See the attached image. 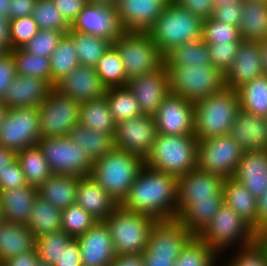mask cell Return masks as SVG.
<instances>
[{
    "label": "cell",
    "mask_w": 267,
    "mask_h": 266,
    "mask_svg": "<svg viewBox=\"0 0 267 266\" xmlns=\"http://www.w3.org/2000/svg\"><path fill=\"white\" fill-rule=\"evenodd\" d=\"M177 188V176L144 165L120 206L157 221L176 219Z\"/></svg>",
    "instance_id": "obj_1"
},
{
    "label": "cell",
    "mask_w": 267,
    "mask_h": 266,
    "mask_svg": "<svg viewBox=\"0 0 267 266\" xmlns=\"http://www.w3.org/2000/svg\"><path fill=\"white\" fill-rule=\"evenodd\" d=\"M239 110V94L228 87L194 102V136L201 141L228 135Z\"/></svg>",
    "instance_id": "obj_2"
},
{
    "label": "cell",
    "mask_w": 267,
    "mask_h": 266,
    "mask_svg": "<svg viewBox=\"0 0 267 266\" xmlns=\"http://www.w3.org/2000/svg\"><path fill=\"white\" fill-rule=\"evenodd\" d=\"M144 165L142 157L115 147L93 162L90 177L120 205Z\"/></svg>",
    "instance_id": "obj_3"
},
{
    "label": "cell",
    "mask_w": 267,
    "mask_h": 266,
    "mask_svg": "<svg viewBox=\"0 0 267 266\" xmlns=\"http://www.w3.org/2000/svg\"><path fill=\"white\" fill-rule=\"evenodd\" d=\"M198 142L194 135L158 134L144 164L177 177L186 175L197 168Z\"/></svg>",
    "instance_id": "obj_4"
},
{
    "label": "cell",
    "mask_w": 267,
    "mask_h": 266,
    "mask_svg": "<svg viewBox=\"0 0 267 266\" xmlns=\"http://www.w3.org/2000/svg\"><path fill=\"white\" fill-rule=\"evenodd\" d=\"M203 20L171 1L148 31L160 53L201 39Z\"/></svg>",
    "instance_id": "obj_5"
},
{
    "label": "cell",
    "mask_w": 267,
    "mask_h": 266,
    "mask_svg": "<svg viewBox=\"0 0 267 266\" xmlns=\"http://www.w3.org/2000/svg\"><path fill=\"white\" fill-rule=\"evenodd\" d=\"M156 219L141 213L129 211L120 205L104 221L117 255L141 254L148 245L150 231Z\"/></svg>",
    "instance_id": "obj_6"
},
{
    "label": "cell",
    "mask_w": 267,
    "mask_h": 266,
    "mask_svg": "<svg viewBox=\"0 0 267 266\" xmlns=\"http://www.w3.org/2000/svg\"><path fill=\"white\" fill-rule=\"evenodd\" d=\"M198 237L221 255L220 253L223 254L224 250L235 243L239 248L251 245L259 238V234L231 207L223 203Z\"/></svg>",
    "instance_id": "obj_7"
},
{
    "label": "cell",
    "mask_w": 267,
    "mask_h": 266,
    "mask_svg": "<svg viewBox=\"0 0 267 266\" xmlns=\"http://www.w3.org/2000/svg\"><path fill=\"white\" fill-rule=\"evenodd\" d=\"M171 93L196 102L225 87L224 75L212 64L165 66Z\"/></svg>",
    "instance_id": "obj_8"
},
{
    "label": "cell",
    "mask_w": 267,
    "mask_h": 266,
    "mask_svg": "<svg viewBox=\"0 0 267 266\" xmlns=\"http://www.w3.org/2000/svg\"><path fill=\"white\" fill-rule=\"evenodd\" d=\"M113 46L123 61L127 79L152 72L163 63V55L148 32L124 31Z\"/></svg>",
    "instance_id": "obj_9"
},
{
    "label": "cell",
    "mask_w": 267,
    "mask_h": 266,
    "mask_svg": "<svg viewBox=\"0 0 267 266\" xmlns=\"http://www.w3.org/2000/svg\"><path fill=\"white\" fill-rule=\"evenodd\" d=\"M37 145L42 150L52 174L77 177L89 176L93 162L79 142L69 137L40 138Z\"/></svg>",
    "instance_id": "obj_10"
},
{
    "label": "cell",
    "mask_w": 267,
    "mask_h": 266,
    "mask_svg": "<svg viewBox=\"0 0 267 266\" xmlns=\"http://www.w3.org/2000/svg\"><path fill=\"white\" fill-rule=\"evenodd\" d=\"M41 138L68 137L79 124L80 103L53 88L38 106Z\"/></svg>",
    "instance_id": "obj_11"
},
{
    "label": "cell",
    "mask_w": 267,
    "mask_h": 266,
    "mask_svg": "<svg viewBox=\"0 0 267 266\" xmlns=\"http://www.w3.org/2000/svg\"><path fill=\"white\" fill-rule=\"evenodd\" d=\"M41 138L38 107L8 109L0 127V145L15 153L37 145Z\"/></svg>",
    "instance_id": "obj_12"
},
{
    "label": "cell",
    "mask_w": 267,
    "mask_h": 266,
    "mask_svg": "<svg viewBox=\"0 0 267 266\" xmlns=\"http://www.w3.org/2000/svg\"><path fill=\"white\" fill-rule=\"evenodd\" d=\"M243 150L229 135L198 142L197 167L224 179L232 178Z\"/></svg>",
    "instance_id": "obj_13"
},
{
    "label": "cell",
    "mask_w": 267,
    "mask_h": 266,
    "mask_svg": "<svg viewBox=\"0 0 267 266\" xmlns=\"http://www.w3.org/2000/svg\"><path fill=\"white\" fill-rule=\"evenodd\" d=\"M157 135L154 116L142 114L116 124L115 147L145 159Z\"/></svg>",
    "instance_id": "obj_14"
},
{
    "label": "cell",
    "mask_w": 267,
    "mask_h": 266,
    "mask_svg": "<svg viewBox=\"0 0 267 266\" xmlns=\"http://www.w3.org/2000/svg\"><path fill=\"white\" fill-rule=\"evenodd\" d=\"M224 178L200 170L198 167L178 177L177 215L191 202L224 200Z\"/></svg>",
    "instance_id": "obj_15"
},
{
    "label": "cell",
    "mask_w": 267,
    "mask_h": 266,
    "mask_svg": "<svg viewBox=\"0 0 267 266\" xmlns=\"http://www.w3.org/2000/svg\"><path fill=\"white\" fill-rule=\"evenodd\" d=\"M135 96L141 114L154 116L170 95L168 71L164 63L156 70L133 77L126 85Z\"/></svg>",
    "instance_id": "obj_16"
},
{
    "label": "cell",
    "mask_w": 267,
    "mask_h": 266,
    "mask_svg": "<svg viewBox=\"0 0 267 266\" xmlns=\"http://www.w3.org/2000/svg\"><path fill=\"white\" fill-rule=\"evenodd\" d=\"M158 134L194 135V102L170 93L154 115Z\"/></svg>",
    "instance_id": "obj_17"
},
{
    "label": "cell",
    "mask_w": 267,
    "mask_h": 266,
    "mask_svg": "<svg viewBox=\"0 0 267 266\" xmlns=\"http://www.w3.org/2000/svg\"><path fill=\"white\" fill-rule=\"evenodd\" d=\"M193 237L179 220H159L150 231L146 250L153 256L176 260Z\"/></svg>",
    "instance_id": "obj_18"
},
{
    "label": "cell",
    "mask_w": 267,
    "mask_h": 266,
    "mask_svg": "<svg viewBox=\"0 0 267 266\" xmlns=\"http://www.w3.org/2000/svg\"><path fill=\"white\" fill-rule=\"evenodd\" d=\"M71 30L104 37L114 42L124 32L117 9L88 3L71 25Z\"/></svg>",
    "instance_id": "obj_19"
},
{
    "label": "cell",
    "mask_w": 267,
    "mask_h": 266,
    "mask_svg": "<svg viewBox=\"0 0 267 266\" xmlns=\"http://www.w3.org/2000/svg\"><path fill=\"white\" fill-rule=\"evenodd\" d=\"M76 239L80 246L82 266H108L117 256L104 221H98Z\"/></svg>",
    "instance_id": "obj_20"
},
{
    "label": "cell",
    "mask_w": 267,
    "mask_h": 266,
    "mask_svg": "<svg viewBox=\"0 0 267 266\" xmlns=\"http://www.w3.org/2000/svg\"><path fill=\"white\" fill-rule=\"evenodd\" d=\"M172 0H120L118 18L124 31L148 32Z\"/></svg>",
    "instance_id": "obj_21"
},
{
    "label": "cell",
    "mask_w": 267,
    "mask_h": 266,
    "mask_svg": "<svg viewBox=\"0 0 267 266\" xmlns=\"http://www.w3.org/2000/svg\"><path fill=\"white\" fill-rule=\"evenodd\" d=\"M54 88L79 103L102 97L106 92L95 68L82 65L59 80Z\"/></svg>",
    "instance_id": "obj_22"
},
{
    "label": "cell",
    "mask_w": 267,
    "mask_h": 266,
    "mask_svg": "<svg viewBox=\"0 0 267 266\" xmlns=\"http://www.w3.org/2000/svg\"><path fill=\"white\" fill-rule=\"evenodd\" d=\"M261 75H263V64L259 42L242 41L231 68L224 75L225 87L237 91Z\"/></svg>",
    "instance_id": "obj_23"
},
{
    "label": "cell",
    "mask_w": 267,
    "mask_h": 266,
    "mask_svg": "<svg viewBox=\"0 0 267 266\" xmlns=\"http://www.w3.org/2000/svg\"><path fill=\"white\" fill-rule=\"evenodd\" d=\"M54 86L47 80L27 75H17L6 89L2 102L8 109L38 107Z\"/></svg>",
    "instance_id": "obj_24"
},
{
    "label": "cell",
    "mask_w": 267,
    "mask_h": 266,
    "mask_svg": "<svg viewBox=\"0 0 267 266\" xmlns=\"http://www.w3.org/2000/svg\"><path fill=\"white\" fill-rule=\"evenodd\" d=\"M232 178L259 199L267 191V150L243 152Z\"/></svg>",
    "instance_id": "obj_25"
},
{
    "label": "cell",
    "mask_w": 267,
    "mask_h": 266,
    "mask_svg": "<svg viewBox=\"0 0 267 266\" xmlns=\"http://www.w3.org/2000/svg\"><path fill=\"white\" fill-rule=\"evenodd\" d=\"M228 135L244 152L267 150V118L240 109Z\"/></svg>",
    "instance_id": "obj_26"
},
{
    "label": "cell",
    "mask_w": 267,
    "mask_h": 266,
    "mask_svg": "<svg viewBox=\"0 0 267 266\" xmlns=\"http://www.w3.org/2000/svg\"><path fill=\"white\" fill-rule=\"evenodd\" d=\"M75 203L97 221H105L119 206L90 175L79 177Z\"/></svg>",
    "instance_id": "obj_27"
},
{
    "label": "cell",
    "mask_w": 267,
    "mask_h": 266,
    "mask_svg": "<svg viewBox=\"0 0 267 266\" xmlns=\"http://www.w3.org/2000/svg\"><path fill=\"white\" fill-rule=\"evenodd\" d=\"M224 203L258 233V199L233 178L224 180Z\"/></svg>",
    "instance_id": "obj_28"
},
{
    "label": "cell",
    "mask_w": 267,
    "mask_h": 266,
    "mask_svg": "<svg viewBox=\"0 0 267 266\" xmlns=\"http://www.w3.org/2000/svg\"><path fill=\"white\" fill-rule=\"evenodd\" d=\"M37 188L26 185L20 188L1 190L0 202L6 221L27 225Z\"/></svg>",
    "instance_id": "obj_29"
},
{
    "label": "cell",
    "mask_w": 267,
    "mask_h": 266,
    "mask_svg": "<svg viewBox=\"0 0 267 266\" xmlns=\"http://www.w3.org/2000/svg\"><path fill=\"white\" fill-rule=\"evenodd\" d=\"M36 250V236L27 225L4 221L0 224V264L21 253Z\"/></svg>",
    "instance_id": "obj_30"
},
{
    "label": "cell",
    "mask_w": 267,
    "mask_h": 266,
    "mask_svg": "<svg viewBox=\"0 0 267 266\" xmlns=\"http://www.w3.org/2000/svg\"><path fill=\"white\" fill-rule=\"evenodd\" d=\"M79 177L52 174V176L38 188V196L61 210L76 202V191Z\"/></svg>",
    "instance_id": "obj_31"
},
{
    "label": "cell",
    "mask_w": 267,
    "mask_h": 266,
    "mask_svg": "<svg viewBox=\"0 0 267 266\" xmlns=\"http://www.w3.org/2000/svg\"><path fill=\"white\" fill-rule=\"evenodd\" d=\"M243 41L267 39V2L242 0V17L238 26Z\"/></svg>",
    "instance_id": "obj_32"
},
{
    "label": "cell",
    "mask_w": 267,
    "mask_h": 266,
    "mask_svg": "<svg viewBox=\"0 0 267 266\" xmlns=\"http://www.w3.org/2000/svg\"><path fill=\"white\" fill-rule=\"evenodd\" d=\"M79 123L95 132L115 134L116 123L105 95L80 103Z\"/></svg>",
    "instance_id": "obj_33"
},
{
    "label": "cell",
    "mask_w": 267,
    "mask_h": 266,
    "mask_svg": "<svg viewBox=\"0 0 267 266\" xmlns=\"http://www.w3.org/2000/svg\"><path fill=\"white\" fill-rule=\"evenodd\" d=\"M27 226L36 238L62 230V210L37 195Z\"/></svg>",
    "instance_id": "obj_34"
},
{
    "label": "cell",
    "mask_w": 267,
    "mask_h": 266,
    "mask_svg": "<svg viewBox=\"0 0 267 266\" xmlns=\"http://www.w3.org/2000/svg\"><path fill=\"white\" fill-rule=\"evenodd\" d=\"M224 200H204L189 203L176 217L189 232L198 236L211 222Z\"/></svg>",
    "instance_id": "obj_35"
},
{
    "label": "cell",
    "mask_w": 267,
    "mask_h": 266,
    "mask_svg": "<svg viewBox=\"0 0 267 266\" xmlns=\"http://www.w3.org/2000/svg\"><path fill=\"white\" fill-rule=\"evenodd\" d=\"M68 137L72 141L79 142L92 162L102 158L115 148L114 135L95 132L80 123L70 131Z\"/></svg>",
    "instance_id": "obj_36"
},
{
    "label": "cell",
    "mask_w": 267,
    "mask_h": 266,
    "mask_svg": "<svg viewBox=\"0 0 267 266\" xmlns=\"http://www.w3.org/2000/svg\"><path fill=\"white\" fill-rule=\"evenodd\" d=\"M16 159L30 186L38 188L52 176L48 162L38 145L18 151Z\"/></svg>",
    "instance_id": "obj_37"
},
{
    "label": "cell",
    "mask_w": 267,
    "mask_h": 266,
    "mask_svg": "<svg viewBox=\"0 0 267 266\" xmlns=\"http://www.w3.org/2000/svg\"><path fill=\"white\" fill-rule=\"evenodd\" d=\"M67 34L74 42L82 66L95 67L103 54L113 45L112 41L104 37L84 34L71 29Z\"/></svg>",
    "instance_id": "obj_38"
},
{
    "label": "cell",
    "mask_w": 267,
    "mask_h": 266,
    "mask_svg": "<svg viewBox=\"0 0 267 266\" xmlns=\"http://www.w3.org/2000/svg\"><path fill=\"white\" fill-rule=\"evenodd\" d=\"M240 109L267 118V75L256 77L237 90Z\"/></svg>",
    "instance_id": "obj_39"
},
{
    "label": "cell",
    "mask_w": 267,
    "mask_h": 266,
    "mask_svg": "<svg viewBox=\"0 0 267 266\" xmlns=\"http://www.w3.org/2000/svg\"><path fill=\"white\" fill-rule=\"evenodd\" d=\"M165 66H206L211 64L208 45L202 39L179 45L164 56Z\"/></svg>",
    "instance_id": "obj_40"
},
{
    "label": "cell",
    "mask_w": 267,
    "mask_h": 266,
    "mask_svg": "<svg viewBox=\"0 0 267 266\" xmlns=\"http://www.w3.org/2000/svg\"><path fill=\"white\" fill-rule=\"evenodd\" d=\"M51 84H55L68 75L77 66H80L77 51L72 38L64 34L59 40L56 49L50 56Z\"/></svg>",
    "instance_id": "obj_41"
},
{
    "label": "cell",
    "mask_w": 267,
    "mask_h": 266,
    "mask_svg": "<svg viewBox=\"0 0 267 266\" xmlns=\"http://www.w3.org/2000/svg\"><path fill=\"white\" fill-rule=\"evenodd\" d=\"M105 97L116 124L142 115L135 96L127 86L108 87Z\"/></svg>",
    "instance_id": "obj_42"
},
{
    "label": "cell",
    "mask_w": 267,
    "mask_h": 266,
    "mask_svg": "<svg viewBox=\"0 0 267 266\" xmlns=\"http://www.w3.org/2000/svg\"><path fill=\"white\" fill-rule=\"evenodd\" d=\"M94 68L106 88L126 86L129 81L120 54L113 45L103 54Z\"/></svg>",
    "instance_id": "obj_43"
},
{
    "label": "cell",
    "mask_w": 267,
    "mask_h": 266,
    "mask_svg": "<svg viewBox=\"0 0 267 266\" xmlns=\"http://www.w3.org/2000/svg\"><path fill=\"white\" fill-rule=\"evenodd\" d=\"M9 52L15 61L17 75L40 77L51 83L50 58L35 55L23 48L11 49Z\"/></svg>",
    "instance_id": "obj_44"
},
{
    "label": "cell",
    "mask_w": 267,
    "mask_h": 266,
    "mask_svg": "<svg viewBox=\"0 0 267 266\" xmlns=\"http://www.w3.org/2000/svg\"><path fill=\"white\" fill-rule=\"evenodd\" d=\"M219 254L198 236H194L184 247L174 266H215Z\"/></svg>",
    "instance_id": "obj_45"
},
{
    "label": "cell",
    "mask_w": 267,
    "mask_h": 266,
    "mask_svg": "<svg viewBox=\"0 0 267 266\" xmlns=\"http://www.w3.org/2000/svg\"><path fill=\"white\" fill-rule=\"evenodd\" d=\"M32 16L39 29L58 30L65 34L71 29V25L55 6L53 0H37Z\"/></svg>",
    "instance_id": "obj_46"
},
{
    "label": "cell",
    "mask_w": 267,
    "mask_h": 266,
    "mask_svg": "<svg viewBox=\"0 0 267 266\" xmlns=\"http://www.w3.org/2000/svg\"><path fill=\"white\" fill-rule=\"evenodd\" d=\"M73 238L63 230L42 235L36 238L38 259L49 266H54L62 252Z\"/></svg>",
    "instance_id": "obj_47"
},
{
    "label": "cell",
    "mask_w": 267,
    "mask_h": 266,
    "mask_svg": "<svg viewBox=\"0 0 267 266\" xmlns=\"http://www.w3.org/2000/svg\"><path fill=\"white\" fill-rule=\"evenodd\" d=\"M98 221L78 204L62 210V230L73 239L86 233Z\"/></svg>",
    "instance_id": "obj_48"
},
{
    "label": "cell",
    "mask_w": 267,
    "mask_h": 266,
    "mask_svg": "<svg viewBox=\"0 0 267 266\" xmlns=\"http://www.w3.org/2000/svg\"><path fill=\"white\" fill-rule=\"evenodd\" d=\"M201 39L207 44L243 41L238 27L212 18L203 20Z\"/></svg>",
    "instance_id": "obj_49"
},
{
    "label": "cell",
    "mask_w": 267,
    "mask_h": 266,
    "mask_svg": "<svg viewBox=\"0 0 267 266\" xmlns=\"http://www.w3.org/2000/svg\"><path fill=\"white\" fill-rule=\"evenodd\" d=\"M226 266H267V243L259 238L249 246L235 250Z\"/></svg>",
    "instance_id": "obj_50"
},
{
    "label": "cell",
    "mask_w": 267,
    "mask_h": 266,
    "mask_svg": "<svg viewBox=\"0 0 267 266\" xmlns=\"http://www.w3.org/2000/svg\"><path fill=\"white\" fill-rule=\"evenodd\" d=\"M39 31L33 16L9 20L10 50L25 46Z\"/></svg>",
    "instance_id": "obj_51"
},
{
    "label": "cell",
    "mask_w": 267,
    "mask_h": 266,
    "mask_svg": "<svg viewBox=\"0 0 267 266\" xmlns=\"http://www.w3.org/2000/svg\"><path fill=\"white\" fill-rule=\"evenodd\" d=\"M64 34L58 30L39 29L38 33L22 48L35 55L50 58Z\"/></svg>",
    "instance_id": "obj_52"
},
{
    "label": "cell",
    "mask_w": 267,
    "mask_h": 266,
    "mask_svg": "<svg viewBox=\"0 0 267 266\" xmlns=\"http://www.w3.org/2000/svg\"><path fill=\"white\" fill-rule=\"evenodd\" d=\"M241 42L207 44L211 64L223 75L231 68Z\"/></svg>",
    "instance_id": "obj_53"
},
{
    "label": "cell",
    "mask_w": 267,
    "mask_h": 266,
    "mask_svg": "<svg viewBox=\"0 0 267 266\" xmlns=\"http://www.w3.org/2000/svg\"><path fill=\"white\" fill-rule=\"evenodd\" d=\"M26 185L28 184L24 172L15 157L0 173V191L20 188Z\"/></svg>",
    "instance_id": "obj_54"
},
{
    "label": "cell",
    "mask_w": 267,
    "mask_h": 266,
    "mask_svg": "<svg viewBox=\"0 0 267 266\" xmlns=\"http://www.w3.org/2000/svg\"><path fill=\"white\" fill-rule=\"evenodd\" d=\"M242 17V0L215 6L212 19L238 27Z\"/></svg>",
    "instance_id": "obj_55"
},
{
    "label": "cell",
    "mask_w": 267,
    "mask_h": 266,
    "mask_svg": "<svg viewBox=\"0 0 267 266\" xmlns=\"http://www.w3.org/2000/svg\"><path fill=\"white\" fill-rule=\"evenodd\" d=\"M17 77L15 61L9 51H5L0 55V100L4 98L6 89L12 81Z\"/></svg>",
    "instance_id": "obj_56"
},
{
    "label": "cell",
    "mask_w": 267,
    "mask_h": 266,
    "mask_svg": "<svg viewBox=\"0 0 267 266\" xmlns=\"http://www.w3.org/2000/svg\"><path fill=\"white\" fill-rule=\"evenodd\" d=\"M178 7L188 10L191 14L202 20L212 17L213 0H172Z\"/></svg>",
    "instance_id": "obj_57"
},
{
    "label": "cell",
    "mask_w": 267,
    "mask_h": 266,
    "mask_svg": "<svg viewBox=\"0 0 267 266\" xmlns=\"http://www.w3.org/2000/svg\"><path fill=\"white\" fill-rule=\"evenodd\" d=\"M53 2L70 25L88 4L87 0H53Z\"/></svg>",
    "instance_id": "obj_58"
},
{
    "label": "cell",
    "mask_w": 267,
    "mask_h": 266,
    "mask_svg": "<svg viewBox=\"0 0 267 266\" xmlns=\"http://www.w3.org/2000/svg\"><path fill=\"white\" fill-rule=\"evenodd\" d=\"M54 266H82L80 246L77 239H72L60 254L58 262Z\"/></svg>",
    "instance_id": "obj_59"
},
{
    "label": "cell",
    "mask_w": 267,
    "mask_h": 266,
    "mask_svg": "<svg viewBox=\"0 0 267 266\" xmlns=\"http://www.w3.org/2000/svg\"><path fill=\"white\" fill-rule=\"evenodd\" d=\"M37 0H10L7 19L22 18L32 16Z\"/></svg>",
    "instance_id": "obj_60"
},
{
    "label": "cell",
    "mask_w": 267,
    "mask_h": 266,
    "mask_svg": "<svg viewBox=\"0 0 267 266\" xmlns=\"http://www.w3.org/2000/svg\"><path fill=\"white\" fill-rule=\"evenodd\" d=\"M38 260L37 250H34L11 257L2 262L0 266H35Z\"/></svg>",
    "instance_id": "obj_61"
},
{
    "label": "cell",
    "mask_w": 267,
    "mask_h": 266,
    "mask_svg": "<svg viewBox=\"0 0 267 266\" xmlns=\"http://www.w3.org/2000/svg\"><path fill=\"white\" fill-rule=\"evenodd\" d=\"M108 266H144L141 254H120Z\"/></svg>",
    "instance_id": "obj_62"
},
{
    "label": "cell",
    "mask_w": 267,
    "mask_h": 266,
    "mask_svg": "<svg viewBox=\"0 0 267 266\" xmlns=\"http://www.w3.org/2000/svg\"><path fill=\"white\" fill-rule=\"evenodd\" d=\"M144 266H174L176 260L172 257L153 256L146 249L141 253Z\"/></svg>",
    "instance_id": "obj_63"
},
{
    "label": "cell",
    "mask_w": 267,
    "mask_h": 266,
    "mask_svg": "<svg viewBox=\"0 0 267 266\" xmlns=\"http://www.w3.org/2000/svg\"><path fill=\"white\" fill-rule=\"evenodd\" d=\"M267 227V191L258 199V234Z\"/></svg>",
    "instance_id": "obj_64"
},
{
    "label": "cell",
    "mask_w": 267,
    "mask_h": 266,
    "mask_svg": "<svg viewBox=\"0 0 267 266\" xmlns=\"http://www.w3.org/2000/svg\"><path fill=\"white\" fill-rule=\"evenodd\" d=\"M0 47L4 51L10 50L9 20L4 17H0Z\"/></svg>",
    "instance_id": "obj_65"
},
{
    "label": "cell",
    "mask_w": 267,
    "mask_h": 266,
    "mask_svg": "<svg viewBox=\"0 0 267 266\" xmlns=\"http://www.w3.org/2000/svg\"><path fill=\"white\" fill-rule=\"evenodd\" d=\"M16 153L0 145V173L7 167L14 158Z\"/></svg>",
    "instance_id": "obj_66"
},
{
    "label": "cell",
    "mask_w": 267,
    "mask_h": 266,
    "mask_svg": "<svg viewBox=\"0 0 267 266\" xmlns=\"http://www.w3.org/2000/svg\"><path fill=\"white\" fill-rule=\"evenodd\" d=\"M88 3H93L96 5H101L113 9H117L120 3V0H87Z\"/></svg>",
    "instance_id": "obj_67"
},
{
    "label": "cell",
    "mask_w": 267,
    "mask_h": 266,
    "mask_svg": "<svg viewBox=\"0 0 267 266\" xmlns=\"http://www.w3.org/2000/svg\"><path fill=\"white\" fill-rule=\"evenodd\" d=\"M262 53L263 74L267 75V39L259 42Z\"/></svg>",
    "instance_id": "obj_68"
},
{
    "label": "cell",
    "mask_w": 267,
    "mask_h": 266,
    "mask_svg": "<svg viewBox=\"0 0 267 266\" xmlns=\"http://www.w3.org/2000/svg\"><path fill=\"white\" fill-rule=\"evenodd\" d=\"M10 0H0V17L7 18Z\"/></svg>",
    "instance_id": "obj_69"
},
{
    "label": "cell",
    "mask_w": 267,
    "mask_h": 266,
    "mask_svg": "<svg viewBox=\"0 0 267 266\" xmlns=\"http://www.w3.org/2000/svg\"><path fill=\"white\" fill-rule=\"evenodd\" d=\"M8 107L0 100V127L6 117Z\"/></svg>",
    "instance_id": "obj_70"
},
{
    "label": "cell",
    "mask_w": 267,
    "mask_h": 266,
    "mask_svg": "<svg viewBox=\"0 0 267 266\" xmlns=\"http://www.w3.org/2000/svg\"><path fill=\"white\" fill-rule=\"evenodd\" d=\"M236 1H239V0H213L215 6H219L221 4H227L231 2H236Z\"/></svg>",
    "instance_id": "obj_71"
},
{
    "label": "cell",
    "mask_w": 267,
    "mask_h": 266,
    "mask_svg": "<svg viewBox=\"0 0 267 266\" xmlns=\"http://www.w3.org/2000/svg\"><path fill=\"white\" fill-rule=\"evenodd\" d=\"M259 239L267 243V227L259 234Z\"/></svg>",
    "instance_id": "obj_72"
},
{
    "label": "cell",
    "mask_w": 267,
    "mask_h": 266,
    "mask_svg": "<svg viewBox=\"0 0 267 266\" xmlns=\"http://www.w3.org/2000/svg\"><path fill=\"white\" fill-rule=\"evenodd\" d=\"M5 221L4 215H3V209L0 202V224H2Z\"/></svg>",
    "instance_id": "obj_73"
},
{
    "label": "cell",
    "mask_w": 267,
    "mask_h": 266,
    "mask_svg": "<svg viewBox=\"0 0 267 266\" xmlns=\"http://www.w3.org/2000/svg\"><path fill=\"white\" fill-rule=\"evenodd\" d=\"M35 266H49L48 264L38 260L37 263L35 264Z\"/></svg>",
    "instance_id": "obj_74"
},
{
    "label": "cell",
    "mask_w": 267,
    "mask_h": 266,
    "mask_svg": "<svg viewBox=\"0 0 267 266\" xmlns=\"http://www.w3.org/2000/svg\"><path fill=\"white\" fill-rule=\"evenodd\" d=\"M5 52L1 47H0V55Z\"/></svg>",
    "instance_id": "obj_75"
}]
</instances>
